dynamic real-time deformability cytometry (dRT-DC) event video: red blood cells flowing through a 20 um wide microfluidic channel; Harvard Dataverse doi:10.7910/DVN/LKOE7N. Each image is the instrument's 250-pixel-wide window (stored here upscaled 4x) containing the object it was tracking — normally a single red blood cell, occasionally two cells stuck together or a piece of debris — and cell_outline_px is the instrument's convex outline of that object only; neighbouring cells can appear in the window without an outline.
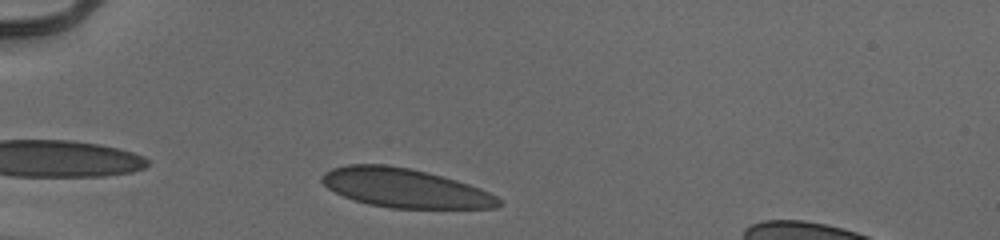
{"species": "human", "species_latin": "Homo sapiens", "temperature_condition": "cold", "stored_images_in_passage": 32, "camera_frame_rate_fps": 3000, "um_per_image_px": 0.085, "donor": {"sex": "male"}, "frame": {"image": 1, "passage_image": 2, "time_ms": 0.333, "image_size_px": [1000, 240], "cell_outline_px": [[504, 204], [496, 208], [392, 208], [368, 204], [344, 196], [328, 188], [320, 180], [320, 176], [324, 172], [332, 168], [348, 164], [384, 164], [408, 168], [428, 172], [456, 180], [480, 188], [496, 196]], "centroid_in_image_um": [34.41, 15.98], "position_along_channel_um": 50.6, "area_um2": 40.11}}
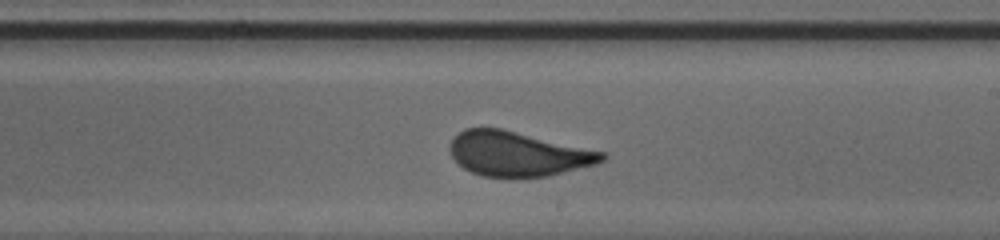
{"frame": {"image": 2, "passage_image": 19, "time_ms": 6.0, "image_size_px": [1000, 240], "cell_outline_px": [[608, 156], [604, 160], [596, 164], [548, 176], [520, 180], [484, 176], [472, 172], [464, 168], [452, 156], [448, 148], [452, 140], [464, 128], [500, 128], [604, 152]], "centroid_in_image_um": [44.02, 13.11], "position_along_channel_um": 245.0, "area_um2": 39.82}}
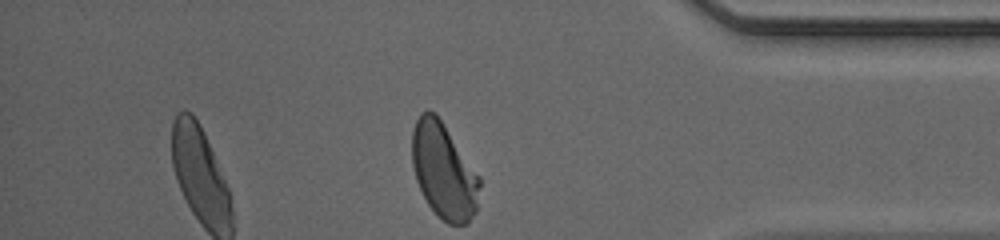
{"frame": {"image": 3, "passage_image": 32, "time_ms": 10.333, "image_size_px": [1000, 240], "cell_outline_px": [[480, 184], [476, 212], [468, 224], [448, 224], [428, 204], [416, 180], [412, 164], [412, 132], [416, 120], [420, 112], [428, 108], [436, 112], [480, 176]], "centroid_in_image_um": [37.72, 14.48], "position_along_channel_um": 397.5, "area_um2": 37.74}, "authors_computed_cell_mechanics": {"area_um2": 39.8242, "velocity_mm_per_s": 3.9428, "shape_relaxation_time_tau1_ms": 4.1165, "shape_relaxation_time_tau2_ms": null, "deformation_change_tau1": 0.1341, "deformation_change_tau2": null}}